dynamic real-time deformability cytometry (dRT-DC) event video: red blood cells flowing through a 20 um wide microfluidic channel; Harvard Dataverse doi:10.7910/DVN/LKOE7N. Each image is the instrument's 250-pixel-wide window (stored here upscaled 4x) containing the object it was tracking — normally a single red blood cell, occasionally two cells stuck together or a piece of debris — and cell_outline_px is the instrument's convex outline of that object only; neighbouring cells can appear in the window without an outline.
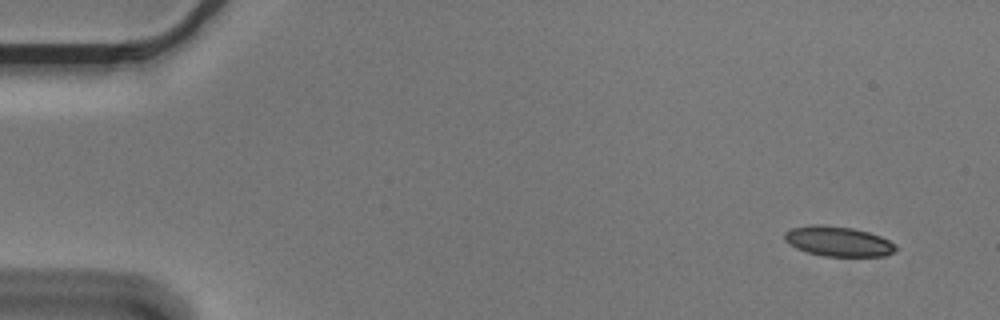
{"species": "Egyptian fruit bat (a non-hibernating species)", "species_latin": "Rousettus aegyptiacus", "temperature_condition": "cold", "stored_images_in_passage": 8, "camera_frame_rate_fps": 3000, "um_per_image_px": 0.085, "animal": {"sex": "male"}, "frame": {"image": 1, "passage_image": 1, "time_ms": 0.0, "image_size_px": [1000, 320], "cell_outline_px": [[896, 248], [892, 252], [884, 256], [824, 256], [808, 252], [796, 248], [788, 244], [784, 240], [784, 232], [792, 228], [808, 224], [820, 224], [852, 228], [868, 232], [880, 236], [896, 244]], "centroid_in_image_um": [71.2, 20.5], "position_along_channel_um": 13.8, "area_um2": 19.42}}
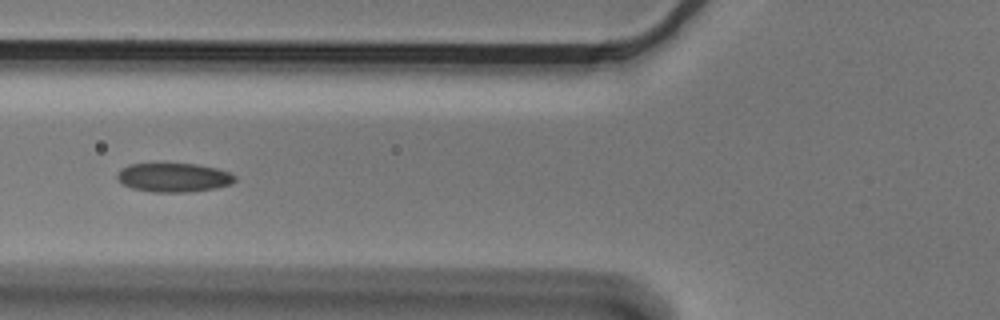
{"frame": {"image": 2, "passage_image": 6, "time_ms": 1.667, "image_size_px": [1000, 320], "cell_outline_px": [[236, 180], [228, 184], [216, 188], [188, 192], [152, 192], [132, 188], [124, 184], [116, 176], [120, 168], [128, 164], [196, 164], [216, 168], [228, 172], [236, 176]], "centroid_in_image_um": [14.75, 15.08], "position_along_channel_um": 111.1, "area_um2": 19.71}}
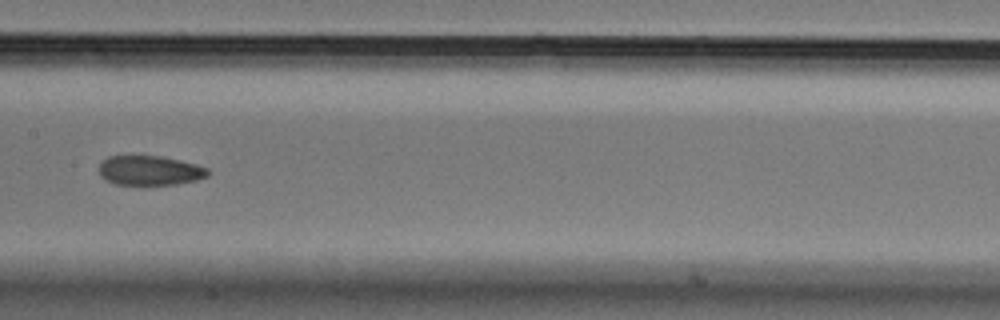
{"frame": {"image": 3, "passage_image": 8, "time_ms": 2.333, "image_size_px": [1000, 320], "cell_outline_px": [[208, 176], [196, 180], [176, 184], [144, 188], [112, 184], [104, 180], [100, 176], [100, 164], [108, 156], [164, 156], [196, 164], [208, 168]], "centroid_in_image_um": [12.7, 14.55], "position_along_channel_um": 194.7, "area_um2": 19.65}}